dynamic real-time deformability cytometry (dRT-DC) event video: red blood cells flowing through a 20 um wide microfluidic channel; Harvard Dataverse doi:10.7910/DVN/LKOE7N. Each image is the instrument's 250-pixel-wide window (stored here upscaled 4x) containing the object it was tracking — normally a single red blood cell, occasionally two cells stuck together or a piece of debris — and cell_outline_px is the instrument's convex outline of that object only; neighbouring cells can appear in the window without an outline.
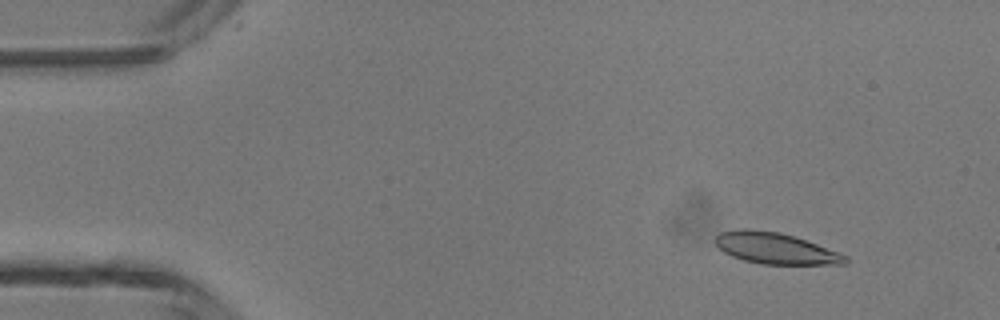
{"species": "common noctule bat (a hibernating species)", "species_latin": "Nyctalus noctula", "temperature_condition": "room temperature", "stored_images_in_passage": 47, "camera_frame_rate_fps": 3000, "um_per_image_px": 0.085, "animal": {"sex": "male", "body_mass_g": 13.3}, "frame": {"image": 1, "passage_image": 5, "time_ms": 1.333, "image_size_px": [1000, 320], "cell_outline_px": [[848, 264], [760, 264], [744, 260], [732, 256], [724, 252], [716, 244], [716, 236], [720, 232], [740, 228], [748, 228], [780, 232], [840, 252], [848, 256]], "centroid_in_image_um": [65.92, 21.1], "position_along_channel_um": 19.1, "area_um2": 23.58}}
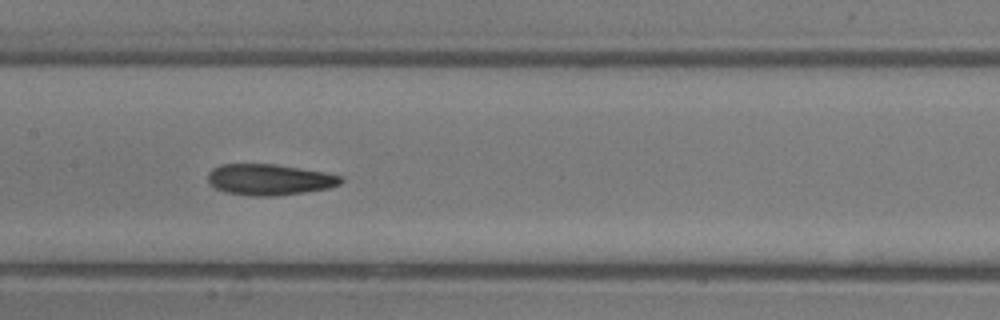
{"frame": {"image": 2, "passage_image": 23, "time_ms": 7.333, "image_size_px": [1000, 320], "cell_outline_px": [[344, 180], [340, 184], [328, 188], [304, 192], [272, 196], [248, 196], [224, 192], [216, 188], [208, 180], [208, 172], [212, 168], [220, 164], [276, 164], [324, 172], [344, 176]], "centroid_in_image_um": [22.9, 15.26], "position_along_channel_um": 184.5, "area_um2": 24.16}}
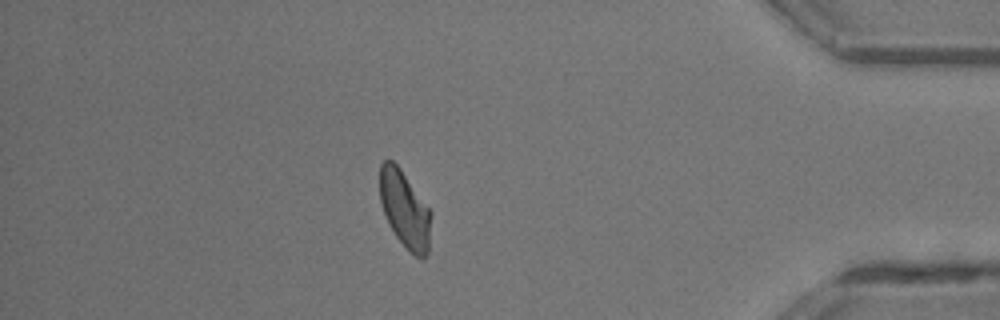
{"frame": {"image": 3, "passage_image": 41, "time_ms": 13.333, "image_size_px": [1000, 320], "cell_outline_px": [[432, 212], [428, 252], [424, 256], [416, 256], [396, 236], [388, 224], [380, 200], [380, 164], [384, 160], [392, 160], [400, 168]], "centroid_in_image_um": [34.4, 17.76], "position_along_channel_um": 400.8, "area_um2": 22.6}, "authors_computed_cell_mechanics": {"area_um2": 23.8714, "velocity_mm_per_s": 4.3217, "shape_relaxation_time_tau1_ms": 3.6336, "shape_relaxation_time_tau2_ms": 2.46, "deformation_change_tau1": 0.122, "deformation_change_tau2": 0.0809}}